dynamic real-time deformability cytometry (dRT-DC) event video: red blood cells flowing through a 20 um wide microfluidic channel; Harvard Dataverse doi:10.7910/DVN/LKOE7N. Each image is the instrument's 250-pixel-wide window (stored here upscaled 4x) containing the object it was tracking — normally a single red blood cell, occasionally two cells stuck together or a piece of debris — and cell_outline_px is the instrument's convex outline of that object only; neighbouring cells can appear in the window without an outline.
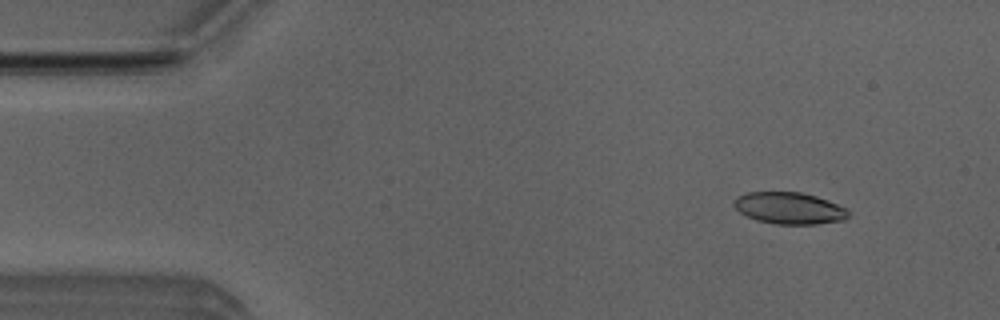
{"species": "Egyptian fruit bat (a non-hibernating species)", "species_latin": "Rousettus aegyptiacus", "temperature_condition": "room temperature", "stored_images_in_passage": 51, "camera_frame_rate_fps": 3000, "um_per_image_px": 0.085, "animal": {"sex": "male"}, "frame": {"image": 1, "passage_image": 5, "time_ms": 1.333, "image_size_px": [1000, 320], "cell_outline_px": [[848, 216], [844, 220], [816, 224], [776, 224], [756, 220], [740, 212], [732, 204], [736, 196], [744, 192], [800, 192], [816, 196], [828, 200], [848, 208]], "centroid_in_image_um": [67.08, 17.68], "position_along_channel_um": 17.9, "area_um2": 21.27}}
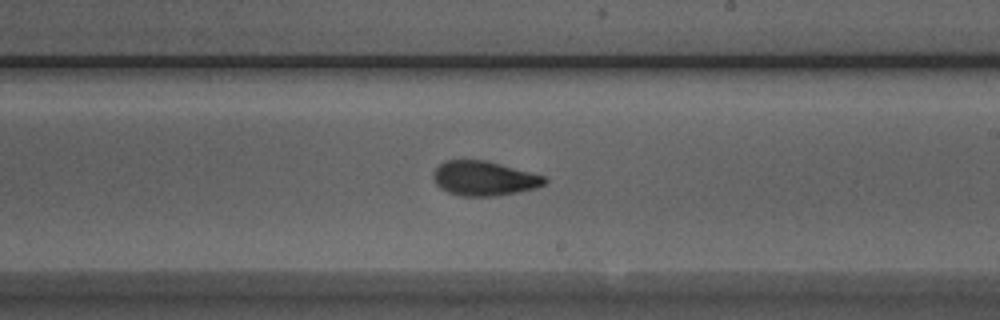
{"frame": {"image": 2, "passage_image": 29, "time_ms": 9.333, "image_size_px": [1000, 320], "cell_outline_px": [[548, 180], [544, 184], [536, 188], [496, 196], [460, 196], [448, 192], [440, 188], [436, 184], [432, 176], [432, 172], [444, 160], [484, 160], [500, 164], [544, 176]], "centroid_in_image_um": [41.1, 15.17], "position_along_channel_um": 247.9, "area_um2": 22.31}}
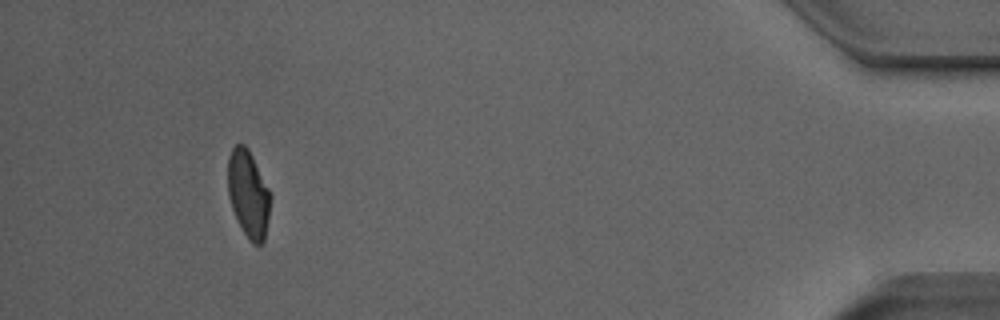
{"frame": {"image": 3, "passage_image": 47, "time_ms": 15.333, "image_size_px": [1000, 320], "cell_outline_px": [[272, 196], [264, 240], [260, 244], [252, 244], [248, 240], [232, 208], [228, 196], [228, 156], [232, 148], [236, 144], [244, 144], [248, 148]], "centroid_in_image_um": [21.11, 16.47], "position_along_channel_um": 414.1, "area_um2": 21.44}, "authors_computed_cell_mechanics": {"area_um2": 22.1952, "velocity_mm_per_s": 3.9721, "shape_relaxation_time_tau1_ms": 3.686, "shape_relaxation_time_tau2_ms": 1.8445, "deformation_change_tau1": 0.1295, "deformation_change_tau2": 0.079}}